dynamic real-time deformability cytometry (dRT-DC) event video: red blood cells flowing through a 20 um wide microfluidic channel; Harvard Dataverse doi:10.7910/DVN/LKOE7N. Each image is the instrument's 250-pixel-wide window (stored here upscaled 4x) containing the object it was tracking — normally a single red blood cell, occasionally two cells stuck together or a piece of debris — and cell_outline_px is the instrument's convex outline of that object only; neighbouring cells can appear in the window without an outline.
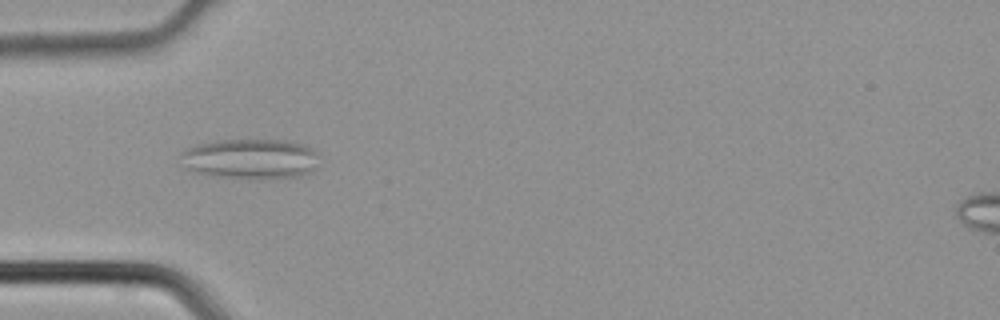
{"species": "common noctule bat (a hibernating species)", "species_latin": "Nyctalus noctula", "temperature_condition": "cold", "stored_images_in_passage": 29, "camera_frame_rate_fps": 3000, "um_per_image_px": 0.085, "animal": {"sex": "male", "body_mass_g": 21.5, "forearm_length_mm": 52.0}, "frame": {"image": 1, "passage_image": 3, "time_ms": 0.667, "image_size_px": [1000, 320], "cell_outline_px": [[320, 156], [312, 168], [308, 172], [300, 176], [256, 180], [216, 176], [196, 172], [188, 168], [180, 152], [196, 144], [216, 140], [284, 140], [304, 144], [312, 148]], "centroid_in_image_um": [21.32, 13.5], "position_along_channel_um": 63.7, "area_um2": 32.43}}
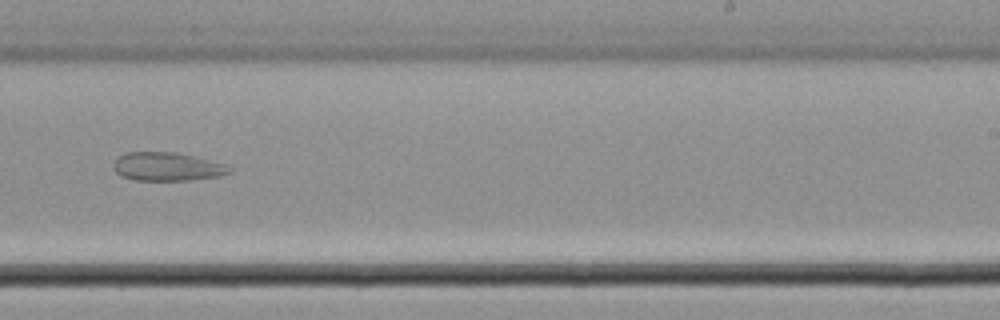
{"frame": {"image": 2, "passage_image": 17, "time_ms": 5.333, "image_size_px": [1000, 320], "cell_outline_px": [[232, 172], [220, 176], [188, 180], [136, 180], [120, 176], [112, 168], [112, 164], [124, 152], [172, 152], [192, 156], [224, 164], [232, 168]], "centroid_in_image_um": [14.17, 14.17], "position_along_channel_um": 274.8, "area_um2": 19.13}}
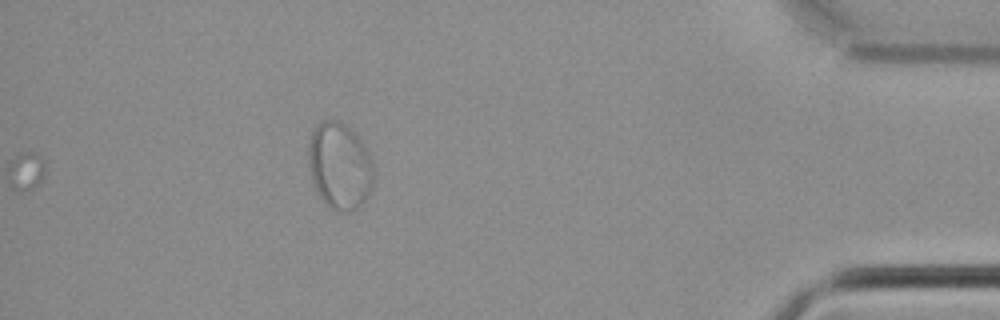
{"frame": {"image": 3, "passage_image": 29, "time_ms": 9.333, "image_size_px": [1000, 320], "cell_outline_px": [[376, 180], [368, 200], [360, 208], [348, 212], [336, 212], [324, 204], [312, 180], [308, 164], [308, 148], [312, 128], [320, 120], [336, 120], [344, 124], [360, 140], [372, 160], [376, 176]], "centroid_in_image_um": [28.9, 14.17], "position_along_channel_um": 406.3, "area_um2": 33.81}}